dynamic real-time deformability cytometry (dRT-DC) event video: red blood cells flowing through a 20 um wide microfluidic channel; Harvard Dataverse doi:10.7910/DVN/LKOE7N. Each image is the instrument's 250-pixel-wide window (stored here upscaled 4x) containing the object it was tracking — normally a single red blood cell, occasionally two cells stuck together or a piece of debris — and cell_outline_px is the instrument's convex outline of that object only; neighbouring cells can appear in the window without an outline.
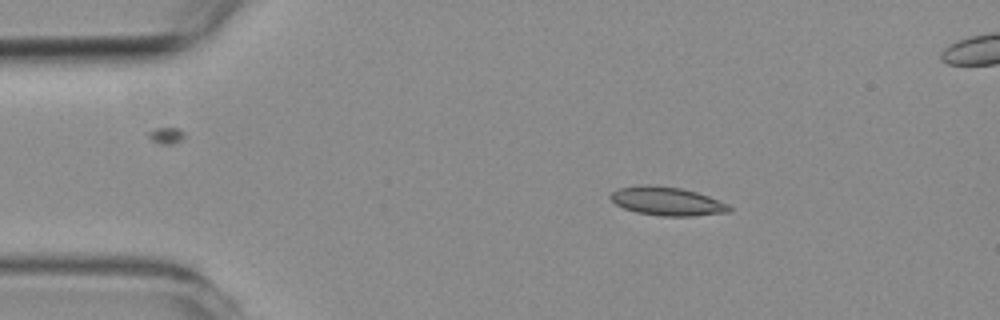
{"species": "common noctule bat (a hibernating species)", "species_latin": "Nyctalus noctula", "temperature_condition": "room temperature", "stored_images_in_passage": 5, "camera_frame_rate_fps": 3000, "um_per_image_px": 0.085, "animal": {"sex": "female", "body_mass_g": 19.3, "forearm_length_mm": 54.1}, "frame": {"image": 1, "passage_image": 1, "time_ms": 0.0, "image_size_px": [1000, 320], "cell_outline_px": [[732, 208], [728, 212], [692, 216], [660, 216], [636, 212], [624, 208], [616, 204], [608, 196], [612, 192], [620, 188], [640, 184], [652, 184], [680, 188], [696, 192], [708, 196], [728, 204]], "centroid_in_image_um": [56.67, 17.1], "position_along_channel_um": 28.3, "area_um2": 19.77}}
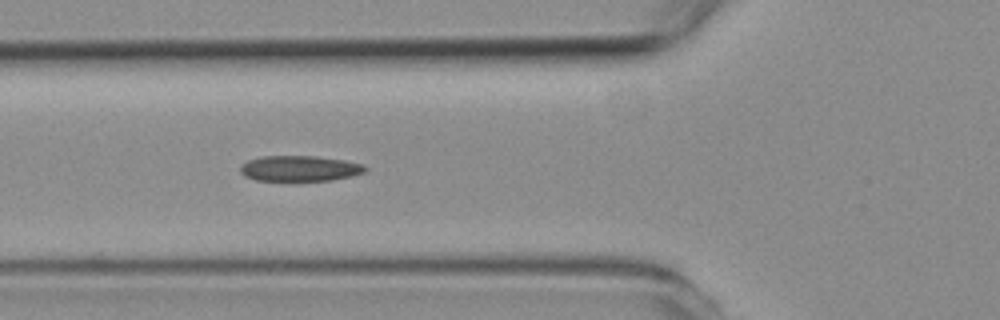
{"frame": {"image": 2, "passage_image": 4, "time_ms": 3.333, "image_size_px": [1000, 320], "cell_outline_px": [[368, 168], [364, 172], [352, 176], [332, 180], [256, 180], [244, 176], [240, 172], [240, 164], [248, 160], [260, 156], [316, 156], [344, 160], [364, 164]], "centroid_in_image_um": [25.46, 14.31], "position_along_channel_um": 100.3, "area_um2": 18.67}}
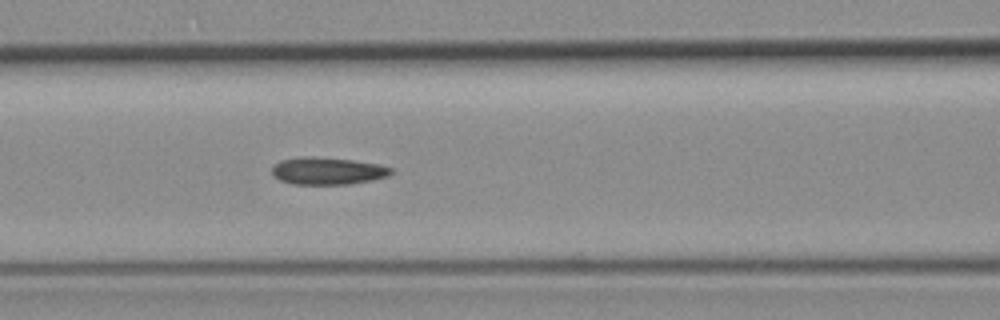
{"frame": {"image": 3, "passage_image": 5, "time_ms": 4.333, "image_size_px": [1000, 320], "cell_outline_px": [[392, 172], [388, 176], [372, 180], [348, 184], [292, 184], [280, 180], [272, 176], [272, 164], [280, 160], [300, 156], [312, 156], [352, 160], [380, 164], [392, 168]], "centroid_in_image_um": [27.8, 14.52], "position_along_channel_um": 138.8, "area_um2": 19.13}}